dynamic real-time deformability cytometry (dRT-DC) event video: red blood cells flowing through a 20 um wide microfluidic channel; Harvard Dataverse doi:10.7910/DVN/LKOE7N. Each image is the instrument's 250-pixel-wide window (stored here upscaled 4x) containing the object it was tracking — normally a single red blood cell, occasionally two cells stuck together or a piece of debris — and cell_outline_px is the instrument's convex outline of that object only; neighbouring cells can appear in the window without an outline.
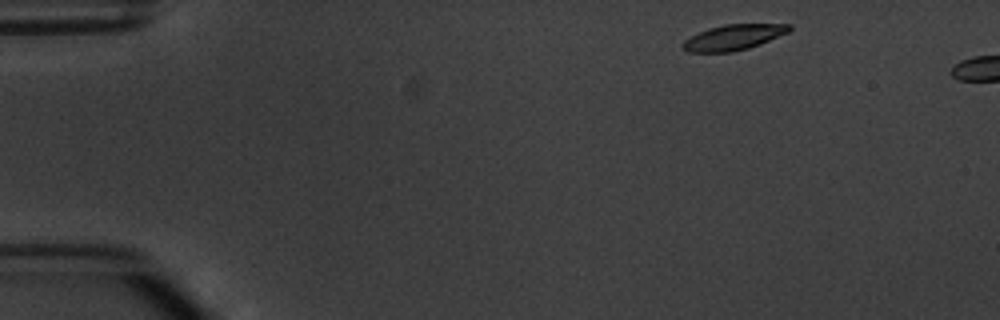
{"species": "common noctule bat (a hibernating species)", "species_latin": "Nyctalus noctula", "temperature_condition": "warm", "stored_images_in_passage": 3, "camera_frame_rate_fps": 3000, "um_per_image_px": 0.085, "animal": {"sex": "male", "body_mass_g": 20.1, "forearm_length_mm": 53.5}, "frame": {"image": 1, "passage_image": 1, "time_ms": 0.0, "image_size_px": [1000, 320], "cell_outline_px": [[792, 28], [788, 32], [760, 44], [748, 48], [732, 52], [688, 52], [680, 48], [680, 44], [684, 40], [708, 28], [724, 24], [792, 24]], "centroid_in_image_um": [62.31, 3.17], "position_along_channel_um": 22.7, "area_um2": 15.84}}